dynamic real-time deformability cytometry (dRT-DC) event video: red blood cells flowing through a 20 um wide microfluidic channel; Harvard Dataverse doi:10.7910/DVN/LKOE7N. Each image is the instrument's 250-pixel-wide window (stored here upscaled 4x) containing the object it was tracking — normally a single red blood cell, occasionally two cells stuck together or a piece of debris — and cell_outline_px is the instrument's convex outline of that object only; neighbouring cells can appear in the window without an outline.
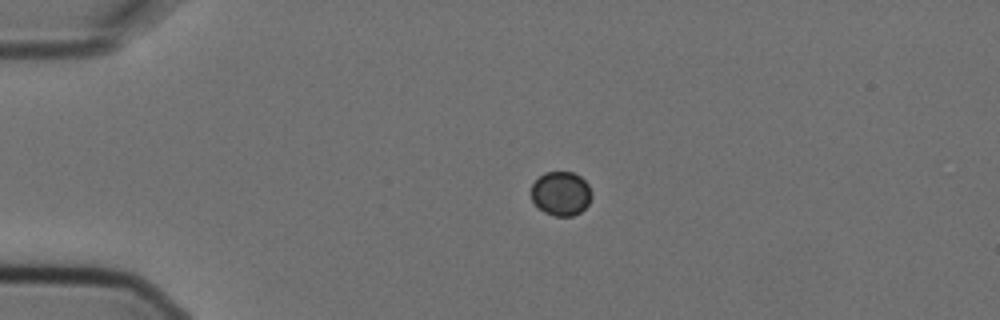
{"species": "Egyptian fruit bat (a non-hibernating species)", "species_latin": "Rousettus aegyptiacus", "temperature_condition": "cold", "stored_images_in_passage": 5, "camera_frame_rate_fps": 3000, "um_per_image_px": 0.085, "animal": {"sex": "female"}, "frame": {"image": 1, "passage_image": 4, "time_ms": 1.0, "image_size_px": [1000, 320], "cell_outline_px": [[592, 196], [588, 204], [580, 212], [572, 216], [556, 216], [544, 212], [532, 200], [532, 184], [544, 172], [572, 172], [580, 176], [588, 184], [592, 192]], "centroid_in_image_um": [47.7, 16.44], "position_along_channel_um": 37.3, "area_um2": 15.43}}